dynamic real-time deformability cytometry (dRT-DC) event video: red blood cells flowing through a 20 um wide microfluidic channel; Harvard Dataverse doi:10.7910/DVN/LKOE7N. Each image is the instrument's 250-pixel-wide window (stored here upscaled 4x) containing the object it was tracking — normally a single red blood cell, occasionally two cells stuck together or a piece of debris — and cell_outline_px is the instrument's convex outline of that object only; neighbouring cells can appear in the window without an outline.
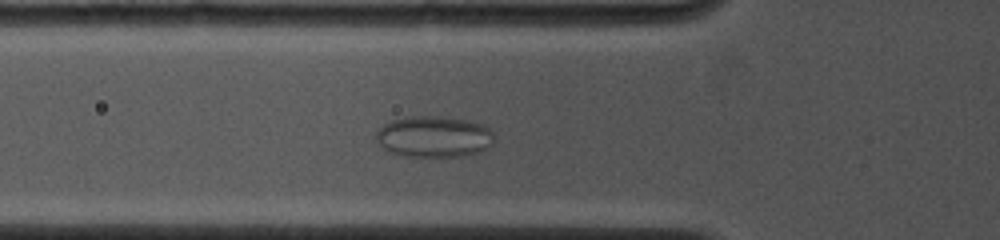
{"species": "common noctule bat (a hibernating species)", "species_latin": "Nyctalus noctula", "temperature_condition": "cold", "stored_images_in_passage": 49, "camera_frame_rate_fps": 4500, "um_per_image_px": 0.085, "animal": {"sex": "female", "body_mass_g": 19.0, "forearm_length_mm": 53.3}, "frame": {"image": 1, "passage_image": 18, "time_ms": 4.667, "image_size_px": [1000, 240], "cell_outline_px": [[496, 140], [492, 144], [480, 152], [464, 156], [404, 156], [388, 152], [376, 140], [376, 132], [384, 124], [392, 120], [412, 116], [440, 116], [468, 120], [484, 124], [492, 132]], "centroid_in_image_um": [36.91, 11.61], "position_along_channel_um": 88.9, "area_um2": 28.55}}
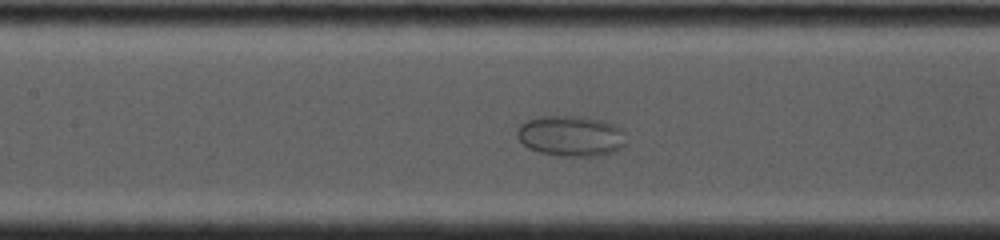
{"frame": {"image": 2, "passage_image": 24, "time_ms": 6.444, "image_size_px": [1000, 240], "cell_outline_px": [[624, 144], [616, 152], [592, 156], [560, 156], [540, 152], [528, 148], [516, 136], [516, 132], [520, 124], [528, 120], [540, 116], [584, 116], [600, 120], [624, 128]], "centroid_in_image_um": [48.52, 11.55], "position_along_channel_um": 158.9, "area_um2": 25.89}}
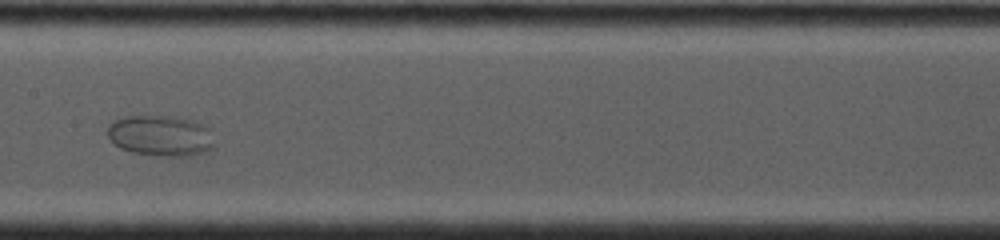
{"frame": {"image": 3, "passage_image": 26, "time_ms": 7.333, "image_size_px": [1000, 240], "cell_outline_px": [[212, 148], [204, 152], [192, 156], [164, 156], [132, 152], [120, 148], [108, 136], [108, 124], [124, 116], [172, 116], [196, 120], [208, 124], [212, 144]], "centroid_in_image_um": [13.68, 11.52], "position_along_channel_um": 193.7, "area_um2": 25.49}}